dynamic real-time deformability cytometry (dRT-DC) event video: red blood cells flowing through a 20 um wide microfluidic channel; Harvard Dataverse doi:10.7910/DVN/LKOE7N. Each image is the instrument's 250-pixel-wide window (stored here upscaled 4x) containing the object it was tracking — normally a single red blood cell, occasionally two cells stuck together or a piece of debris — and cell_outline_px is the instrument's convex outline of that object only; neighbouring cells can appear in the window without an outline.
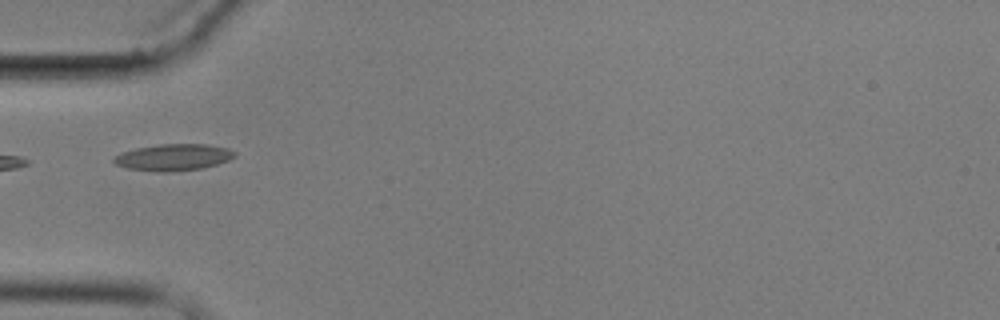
{"species": "common noctule bat (a hibernating species)", "species_latin": "Nyctalus noctula", "temperature_condition": "cold", "stored_images_in_passage": 1, "camera_frame_rate_fps": 3000, "um_per_image_px": 0.085, "animal": {"sex": "male", "body_mass_g": 17.9}, "frame": {"image": 1, "passage_image": 1, "time_ms": 0.0, "image_size_px": [1000, 320], "cell_outline_px": [[236, 156], [228, 160], [204, 168], [168, 172], [156, 172], [128, 168], [116, 164], [112, 160], [112, 156], [136, 148], [160, 144], [208, 144], [228, 148], [236, 152]], "centroid_in_image_um": [14.75, 13.37], "position_along_channel_um": 70.3, "area_um2": 18.79}}